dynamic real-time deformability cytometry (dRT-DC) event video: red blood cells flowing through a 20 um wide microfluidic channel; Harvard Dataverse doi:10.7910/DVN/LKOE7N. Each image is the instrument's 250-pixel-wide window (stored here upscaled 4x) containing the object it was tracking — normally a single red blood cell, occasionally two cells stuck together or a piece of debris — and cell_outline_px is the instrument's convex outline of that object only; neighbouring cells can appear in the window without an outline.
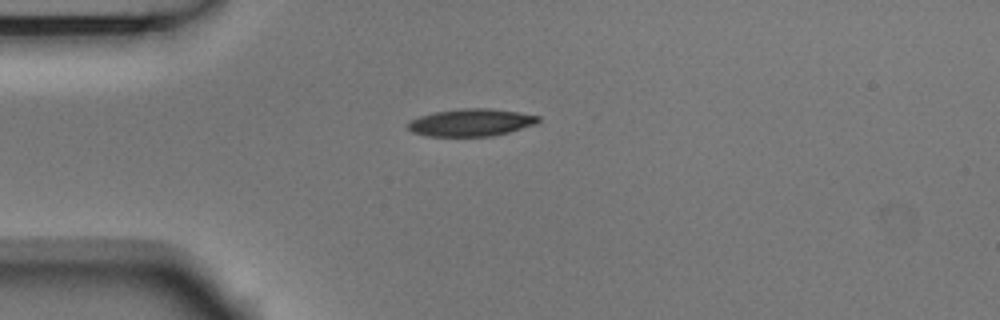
{"species": "Egyptian fruit bat (a non-hibernating species)", "species_latin": "Rousettus aegyptiacus", "temperature_condition": "room temperature", "stored_images_in_passage": 41, "camera_frame_rate_fps": 3000, "um_per_image_px": 0.085, "animal": {"sex": "male"}, "frame": {"image": 1, "passage_image": 1, "time_ms": 0.0, "image_size_px": [1000, 320], "cell_outline_px": [[540, 120], [536, 124], [508, 132], [492, 136], [428, 136], [412, 132], [408, 128], [408, 124], [412, 120], [420, 116], [436, 112], [464, 108], [488, 108], [516, 112], [540, 116]], "centroid_in_image_um": [40.05, 10.42], "position_along_channel_um": 44.9, "area_um2": 20.52}}
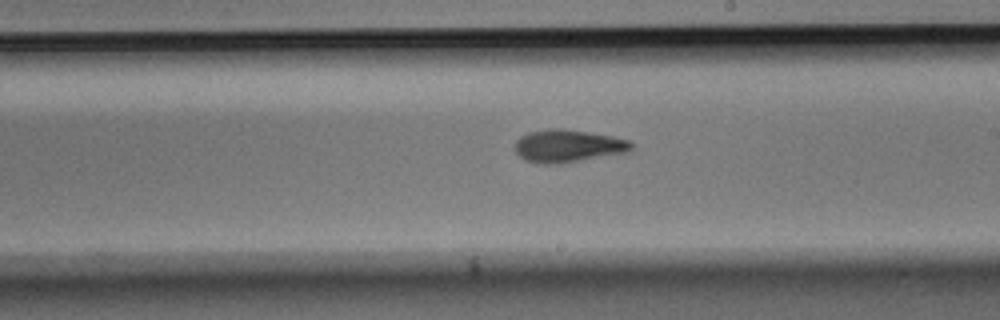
{"frame": {"image": 2, "passage_image": 18, "time_ms": 5.667, "image_size_px": [1000, 320], "cell_outline_px": [[636, 144], [628, 152], [560, 164], [544, 164], [524, 160], [516, 152], [516, 140], [520, 136], [528, 132], [552, 128], [564, 128], [612, 136], [628, 140]], "centroid_in_image_um": [48.29, 12.4], "position_along_channel_um": 240.7, "area_um2": 22.25}}
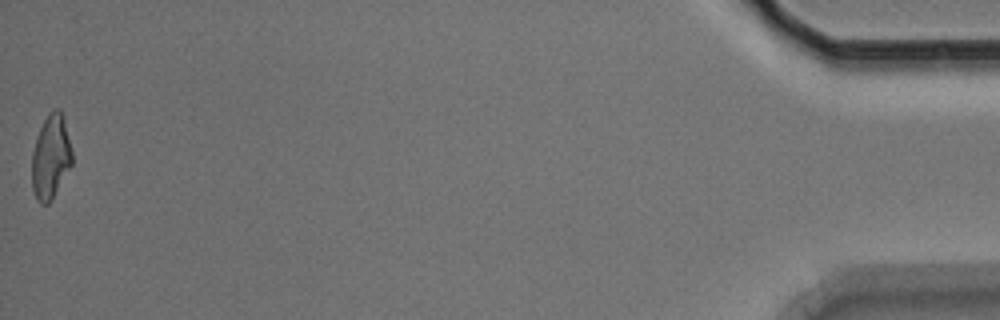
{"frame": {"image": 3, "passage_image": 41, "time_ms": 13.333, "image_size_px": [1000, 320], "cell_outline_px": [[72, 164], [52, 200], [48, 204], [40, 204], [36, 200], [32, 188], [32, 152], [36, 136], [48, 112], [56, 108], [60, 108], [64, 116], [72, 152]], "centroid_in_image_um": [4.31, 13.33], "position_along_channel_um": 430.9, "area_um2": 20.0}, "authors_computed_cell_mechanics": {"area_um2": 20.808, "velocity_mm_per_s": 3.755, "shape_relaxation_time_tau1_ms": 5.2541, "shape_relaxation_time_tau2_ms": 3.0221, "deformation_change_tau1": 0.1613, "deformation_change_tau2": 0.1107}}